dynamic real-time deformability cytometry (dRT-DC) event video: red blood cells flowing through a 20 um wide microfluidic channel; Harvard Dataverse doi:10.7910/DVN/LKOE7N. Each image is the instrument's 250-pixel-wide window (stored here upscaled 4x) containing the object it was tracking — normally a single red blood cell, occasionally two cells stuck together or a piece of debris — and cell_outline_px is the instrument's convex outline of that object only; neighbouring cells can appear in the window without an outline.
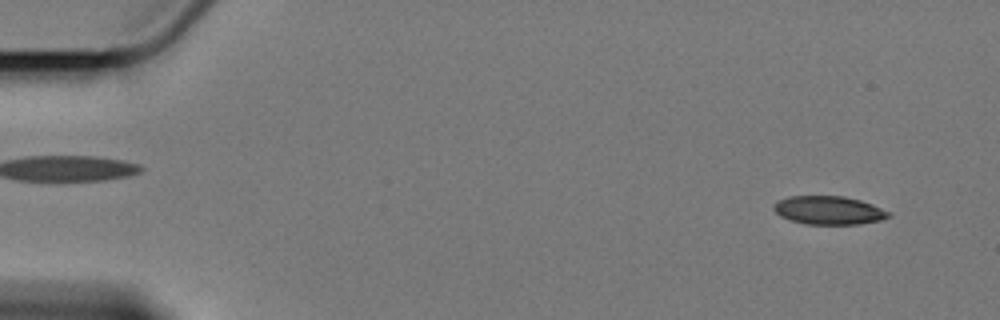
{"species": "Egyptian fruit bat (a non-hibernating species)", "species_latin": "Rousettus aegyptiacus", "temperature_condition": "cold", "stored_images_in_passage": 59, "camera_frame_rate_fps": 3000, "um_per_image_px": 0.085, "animal": {"sex": "female"}, "frame": {"image": 1, "passage_image": 4, "time_ms": 1.0, "image_size_px": [1000, 320], "cell_outline_px": [[892, 216], [880, 220], [860, 224], [804, 224], [780, 216], [772, 208], [772, 204], [776, 200], [788, 196], [844, 196], [860, 200], [872, 204], [892, 212]], "centroid_in_image_um": [70.44, 17.87], "position_along_channel_um": 14.6, "area_um2": 19.25}}
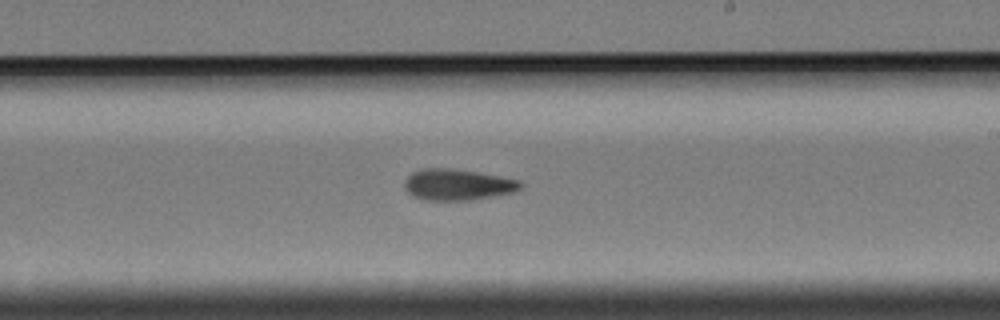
{"frame": {"image": 2, "passage_image": 35, "time_ms": 11.333, "image_size_px": [1000, 320], "cell_outline_px": [[524, 184], [520, 188], [512, 192], [468, 200], [428, 200], [412, 196], [404, 188], [404, 180], [412, 172], [420, 168], [452, 168], [480, 172], [520, 180]], "centroid_in_image_um": [38.86, 15.67], "position_along_channel_um": 250.1, "area_um2": 21.1}}
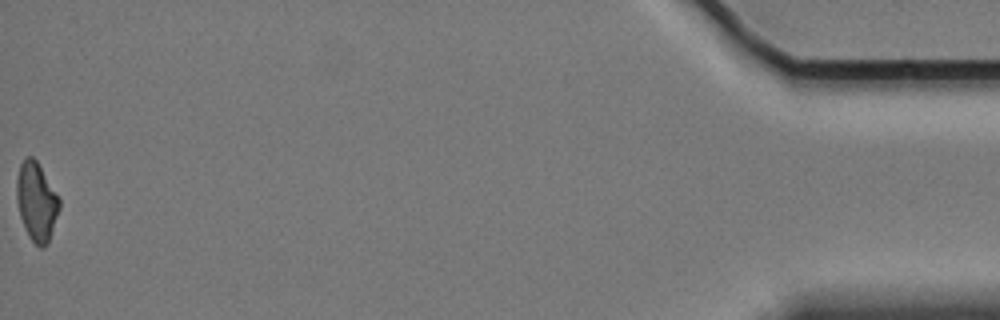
{"frame": {"image": 3, "passage_image": 59, "time_ms": 19.333, "image_size_px": [1000, 320], "cell_outline_px": [[60, 208], [48, 244], [44, 248], [40, 248], [28, 236], [20, 216], [16, 200], [16, 180], [20, 164], [28, 156], [32, 156], [36, 160], [60, 196]], "centroid_in_image_um": [3.12, 17.15], "position_along_channel_um": 432.1, "area_um2": 19.77}}